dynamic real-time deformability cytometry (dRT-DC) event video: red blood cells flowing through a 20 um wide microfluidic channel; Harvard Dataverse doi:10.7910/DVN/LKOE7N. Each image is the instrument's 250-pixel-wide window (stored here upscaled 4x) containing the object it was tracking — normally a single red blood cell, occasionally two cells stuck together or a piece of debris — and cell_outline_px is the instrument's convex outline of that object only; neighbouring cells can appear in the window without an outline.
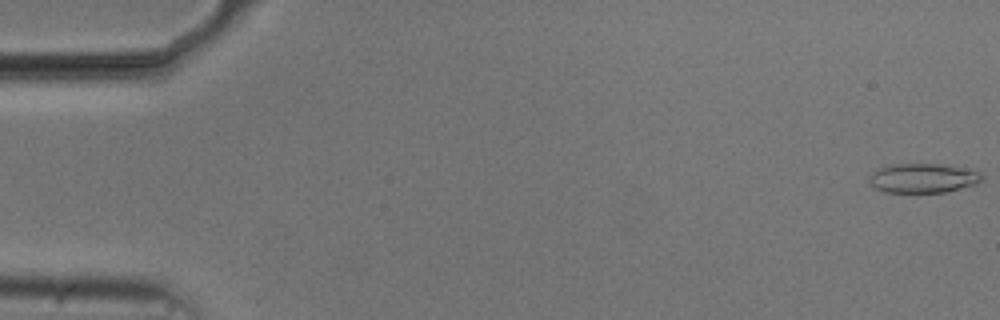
{"species": "common noctule bat (a hibernating species)", "species_latin": "Nyctalus noctula", "temperature_condition": "cold", "stored_images_in_passage": 54, "camera_frame_rate_fps": 3000, "um_per_image_px": 0.085, "animal": {"sex": "male", "body_mass_g": 20.5, "forearm_length_mm": 52.5}, "frame": {"image": 1, "passage_image": 1, "time_ms": 0.0, "image_size_px": [1000, 320], "cell_outline_px": [[984, 176], [976, 184], [944, 192], [884, 192], [876, 188], [868, 180], [868, 176], [872, 172], [880, 168], [892, 164], [936, 164], [976, 172]], "centroid_in_image_um": [78.36, 15.15], "position_along_channel_um": 6.6, "area_um2": 18.73}}
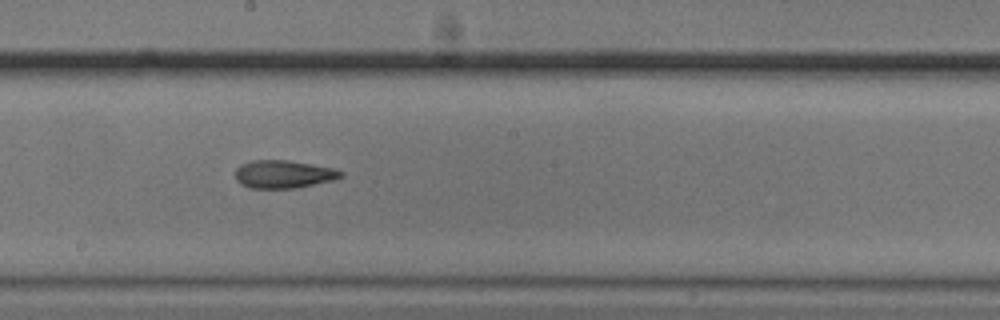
{"frame": {"image": 2, "passage_image": 30, "time_ms": 9.667, "image_size_px": [1000, 320], "cell_outline_px": [[344, 176], [332, 180], [296, 188], [248, 188], [240, 184], [236, 180], [236, 168], [240, 164], [252, 160], [288, 160], [332, 168], [344, 172]], "centroid_in_image_um": [24.06, 14.81], "position_along_channel_um": 224.1, "area_um2": 17.17}}
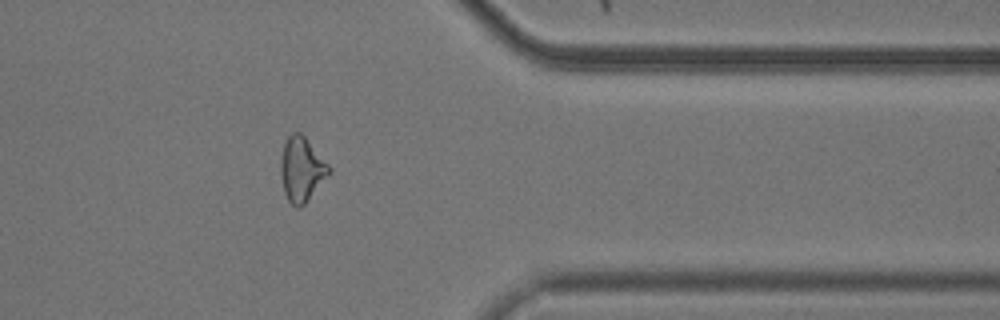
{"frame": {"image": 3, "passage_image": 44, "time_ms": 14.333, "image_size_px": [1000, 320], "cell_outline_px": [[332, 172], [304, 204], [300, 208], [296, 208], [288, 200], [284, 192], [280, 172], [280, 160], [284, 144], [288, 136], [292, 132], [300, 132], [304, 136], [332, 168]], "centroid_in_image_um": [25.64, 14.4], "position_along_channel_um": 385.8, "area_um2": 18.15}, "authors_computed_cell_mechanics": {"area_um2": 17.7446, "velocity_mm_per_s": 3.756, "shape_relaxation_time_tau1_ms": null, "shape_relaxation_time_tau2_ms": 8.018, "deformation_change_tau1": null, "deformation_change_tau2": 0.2026}}